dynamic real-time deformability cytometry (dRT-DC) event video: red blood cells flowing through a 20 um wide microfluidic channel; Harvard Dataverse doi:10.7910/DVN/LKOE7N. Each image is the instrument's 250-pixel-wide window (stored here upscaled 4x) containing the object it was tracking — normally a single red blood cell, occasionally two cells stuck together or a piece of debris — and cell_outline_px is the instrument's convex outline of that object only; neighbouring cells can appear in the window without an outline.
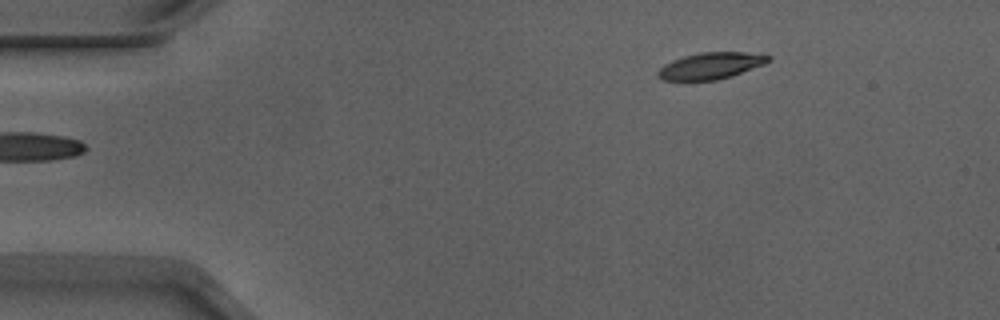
{"species": "Egyptian fruit bat (a non-hibernating species)", "species_latin": "Rousettus aegyptiacus", "temperature_condition": "warm", "stored_images_in_passage": 46, "camera_frame_rate_fps": 3000, "um_per_image_px": 0.085, "animal": {"sex": "male"}, "frame": {"image": 1, "passage_image": 1, "time_ms": 0.0, "image_size_px": [1000, 320], "cell_outline_px": [[772, 60], [764, 64], [732, 76], [716, 80], [664, 80], [656, 76], [656, 72], [664, 64], [672, 60], [684, 56], [700, 52], [744, 52], [772, 56]], "centroid_in_image_um": [60.41, 5.59], "position_along_channel_um": 24.6, "area_um2": 17.11}}
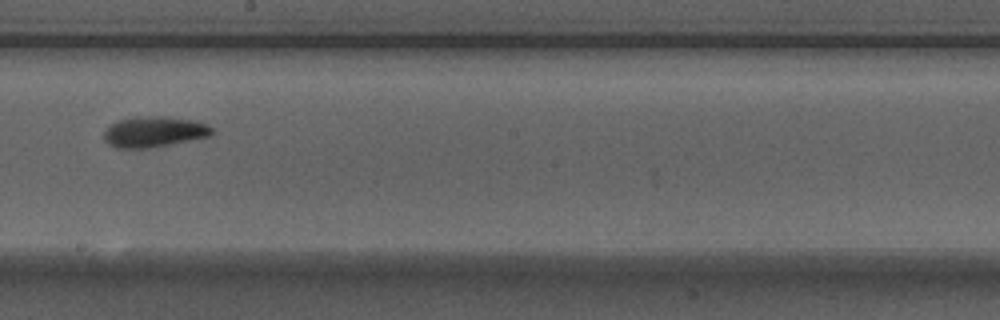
{"frame": {"image": 2, "passage_image": 23, "time_ms": 7.333, "image_size_px": [1000, 320], "cell_outline_px": [[216, 132], [208, 136], [156, 148], [116, 148], [108, 144], [104, 140], [104, 132], [116, 120], [136, 116], [168, 116], [196, 120], [212, 128]], "centroid_in_image_um": [13.1, 11.2], "position_along_channel_um": 235.1, "area_um2": 19.65}}
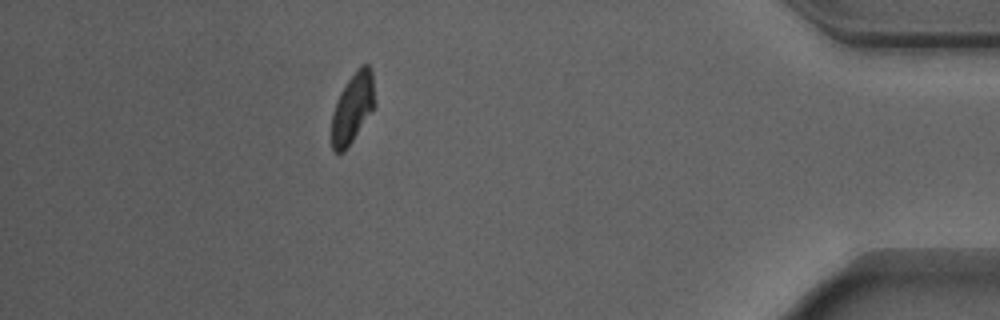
{"frame": {"image": 3, "passage_image": 40, "time_ms": 13.0, "image_size_px": [1000, 320], "cell_outline_px": [[376, 104], [344, 152], [336, 152], [332, 148], [332, 112], [340, 92], [356, 68], [360, 64], [368, 64], [372, 72]], "centroid_in_image_um": [29.98, 9.12], "position_along_channel_um": 405.2, "area_um2": 17.46}, "authors_computed_cell_mechanics": {"area_um2": 18.4671, "velocity_mm_per_s": 3.8907, "shape_relaxation_time_tau1_ms": 3.3953, "shape_relaxation_time_tau2_ms": 3.2163, "deformation_change_tau1": 0.1518, "deformation_change_tau2": 0.0883}}